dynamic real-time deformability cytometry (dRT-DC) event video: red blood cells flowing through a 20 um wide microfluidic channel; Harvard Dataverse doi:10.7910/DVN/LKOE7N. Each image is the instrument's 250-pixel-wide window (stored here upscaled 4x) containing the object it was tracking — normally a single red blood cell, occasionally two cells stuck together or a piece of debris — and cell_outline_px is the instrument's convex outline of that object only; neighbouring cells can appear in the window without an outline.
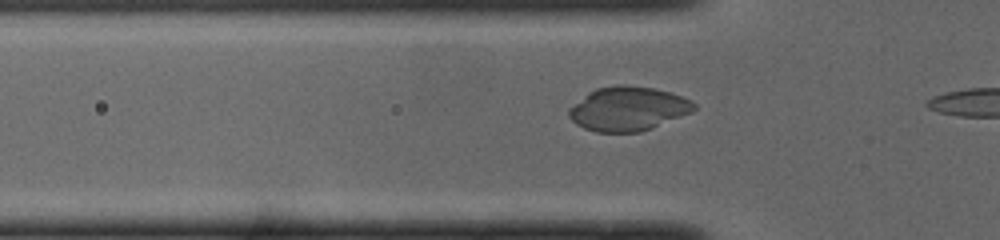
{"species": "common noctule bat (a hibernating species)", "species_latin": "Nyctalus noctula", "temperature_condition": "cold", "stored_images_in_passage": 11, "camera_frame_rate_fps": 3000, "um_per_image_px": 0.085, "animal": {"sex": "male", "body_mass_g": 19.0, "forearm_length_mm": 50.8}, "frame": {"image": 1, "passage_image": 5, "time_ms": 1.333, "image_size_px": [1000, 240], "cell_outline_px": [[696, 108], [692, 112], [652, 128], [640, 132], [596, 132], [584, 128], [576, 124], [568, 116], [568, 108], [588, 92], [596, 88], [620, 84], [624, 84], [652, 88], [668, 92], [692, 100], [696, 104]], "centroid_in_image_um": [53.36, 9.24], "position_along_channel_um": 72.4, "area_um2": 32.19}}
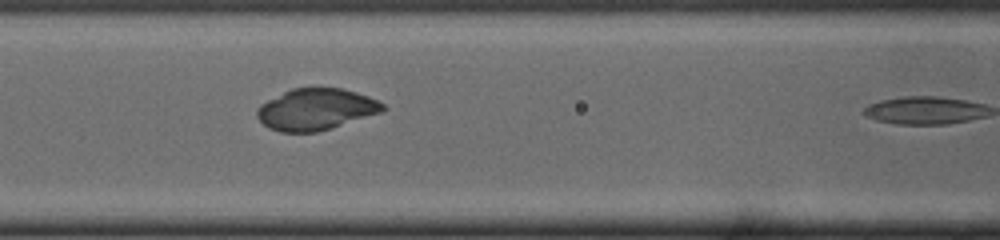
{"frame": {"image": 2, "passage_image": 10, "time_ms": 3.0, "image_size_px": [1000, 240], "cell_outline_px": [[388, 108], [384, 112], [332, 128], [316, 132], [280, 132], [268, 128], [256, 116], [256, 108], [260, 104], [292, 88], [340, 88], [356, 92], [368, 96], [384, 104]], "centroid_in_image_um": [26.88, 9.3], "position_along_channel_um": 139.7, "area_um2": 30.52}}